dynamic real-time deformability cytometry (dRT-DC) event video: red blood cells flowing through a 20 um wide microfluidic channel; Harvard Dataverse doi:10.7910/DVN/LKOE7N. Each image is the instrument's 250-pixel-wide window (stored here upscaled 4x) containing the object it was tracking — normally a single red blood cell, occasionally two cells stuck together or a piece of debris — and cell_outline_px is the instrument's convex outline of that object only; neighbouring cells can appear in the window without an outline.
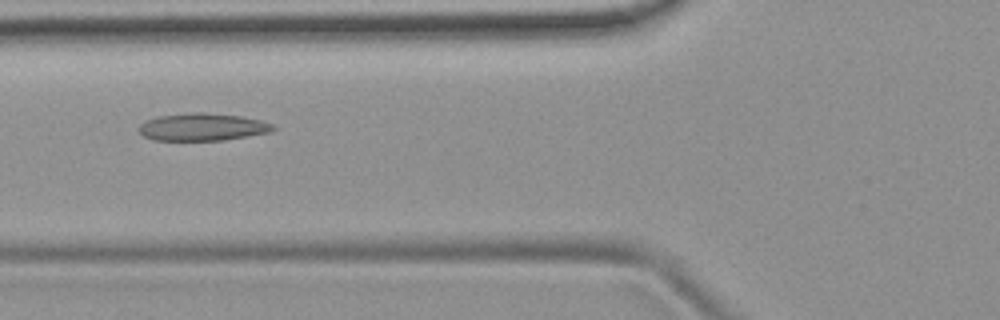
{"species": "common noctule bat (a hibernating species)", "species_latin": "Nyctalus noctula", "temperature_condition": "room temperature", "stored_images_in_passage": 52, "camera_frame_rate_fps": 3000, "um_per_image_px": 0.085, "animal": {"sex": "female", "body_mass_g": 19.9}, "frame": {"image": 1, "passage_image": 20, "time_ms": 6.333, "image_size_px": [1000, 320], "cell_outline_px": [[276, 128], [272, 132], [248, 136], [220, 140], [152, 140], [144, 136], [136, 128], [144, 120], [156, 116], [192, 112], [204, 112], [240, 116], [260, 120], [272, 124]], "centroid_in_image_um": [17.16, 10.79], "position_along_channel_um": 108.6, "area_um2": 21.62}}
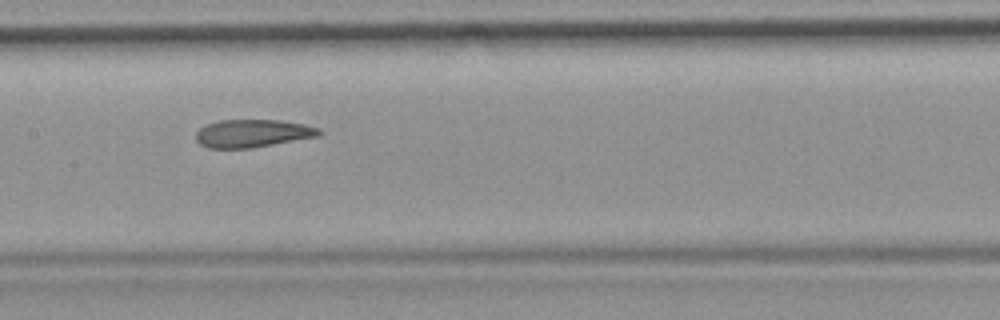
{"frame": {"image": 2, "passage_image": 26, "time_ms": 8.333, "image_size_px": [1000, 320], "cell_outline_px": [[320, 132], [316, 136], [252, 148], [208, 148], [200, 144], [196, 140], [196, 132], [204, 124], [220, 120], [280, 120], [304, 124], [320, 128]], "centroid_in_image_um": [21.41, 11.33], "position_along_channel_um": 186.0, "area_um2": 19.88}}
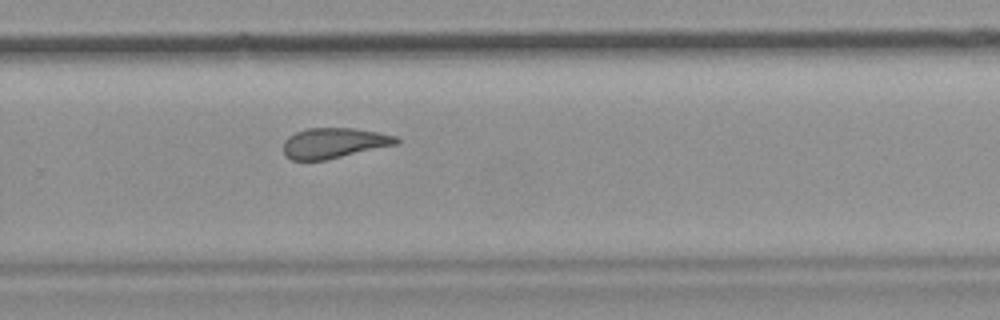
{"frame": {"image": 3, "passage_image": 35, "time_ms": 11.333, "image_size_px": [1000, 320], "cell_outline_px": [[400, 144], [324, 160], [292, 160], [284, 156], [284, 140], [288, 136], [296, 132], [308, 128], [352, 128], [380, 132], [396, 136], [400, 140]], "centroid_in_image_um": [28.41, 12.15], "position_along_channel_um": 301.4, "area_um2": 20.11}, "authors_computed_cell_mechanics": {"area_um2": 21.3571, "velocity_mm_per_s": 3.8577, "shape_relaxation_time_tau1_ms": null, "shape_relaxation_time_tau2_ms": 3.4748, "deformation_change_tau1": null, "deformation_change_tau2": 0.1168}}